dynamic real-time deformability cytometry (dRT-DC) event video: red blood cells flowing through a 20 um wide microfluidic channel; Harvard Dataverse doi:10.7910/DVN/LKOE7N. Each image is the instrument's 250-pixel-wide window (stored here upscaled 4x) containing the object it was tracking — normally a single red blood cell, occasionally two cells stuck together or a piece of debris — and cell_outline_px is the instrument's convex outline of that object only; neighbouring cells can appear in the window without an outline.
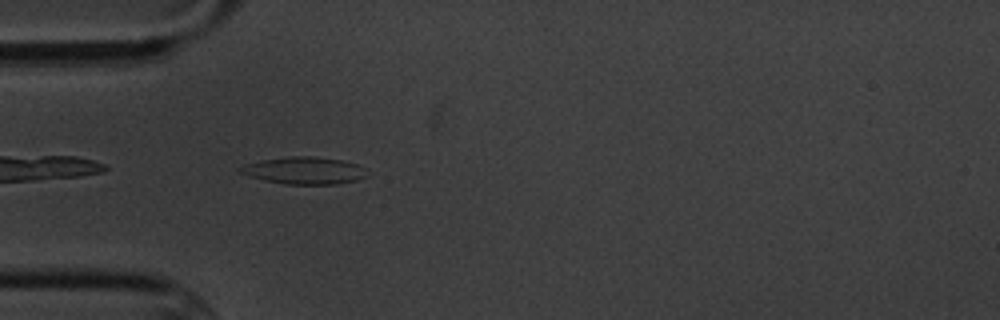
{"species": "common noctule bat (a hibernating species)", "species_latin": "Nyctalus noctula", "temperature_condition": "cold", "stored_images_in_passage": 5, "camera_frame_rate_fps": 3000, "um_per_image_px": 0.085, "animal": {"sex": "male", "body_mass_g": 20.1, "forearm_length_mm": 53.5}, "frame": {"image": 1, "passage_image": 5, "time_ms": 4.667, "image_size_px": [1000, 320], "cell_outline_px": [[368, 176], [356, 180], [336, 184], [284, 184], [264, 180], [248, 176], [240, 172], [236, 168], [244, 164], [260, 160], [288, 156], [312, 156], [340, 160], [356, 164], [364, 168]], "centroid_in_image_um": [25.81, 14.49], "position_along_channel_um": 59.2, "area_um2": 20.11}}